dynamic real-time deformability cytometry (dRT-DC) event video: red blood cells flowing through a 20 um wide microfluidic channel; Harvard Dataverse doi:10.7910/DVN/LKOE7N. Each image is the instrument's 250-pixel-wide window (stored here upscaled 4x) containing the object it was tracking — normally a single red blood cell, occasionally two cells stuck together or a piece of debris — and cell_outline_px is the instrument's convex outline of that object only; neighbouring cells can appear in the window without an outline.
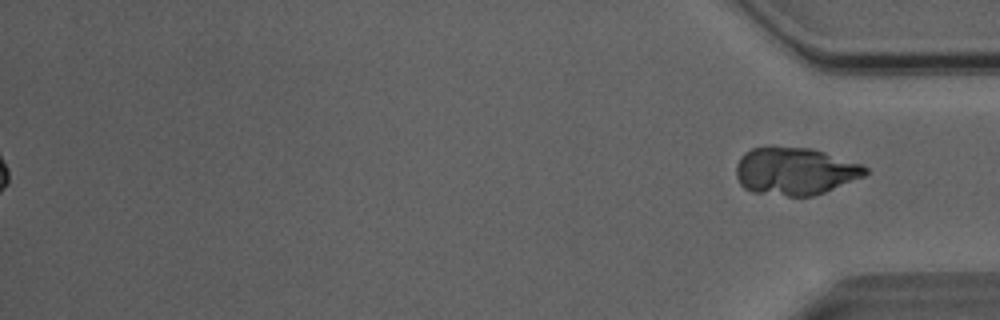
{"species": "Egyptian fruit bat (a non-hibernating species)", "species_latin": "Rousettus aegyptiacus", "temperature_condition": "room temperature", "stored_images_in_passage": 52, "segment_of_instrument_passage": [2, 2], "camera_frame_rate_fps": 3000, "um_per_image_px": 0.085, "animal": {"sex": "male"}, "frame": {"image": 1, "passage_image": 52, "time_ms": 17.0, "image_size_px": [1000, 320], "cell_outline_px": [[868, 172], [864, 176], [824, 192], [812, 196], [788, 196], [752, 192], [744, 188], [740, 184], [736, 176], [736, 164], [740, 156], [744, 152], [752, 148], [772, 144], [812, 148], [860, 164], [868, 168]], "centroid_in_image_um": [67.51, 14.51], "position_along_channel_um": 367.7, "area_um2": 36.3}}